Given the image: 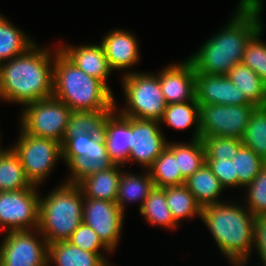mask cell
I'll return each instance as SVG.
<instances>
[{
    "instance_id": "obj_1",
    "label": "cell",
    "mask_w": 266,
    "mask_h": 266,
    "mask_svg": "<svg viewBox=\"0 0 266 266\" xmlns=\"http://www.w3.org/2000/svg\"><path fill=\"white\" fill-rule=\"evenodd\" d=\"M262 0H239L226 26L212 35L187 58L196 73L227 75L242 62L248 41L261 29Z\"/></svg>"
},
{
    "instance_id": "obj_2",
    "label": "cell",
    "mask_w": 266,
    "mask_h": 266,
    "mask_svg": "<svg viewBox=\"0 0 266 266\" xmlns=\"http://www.w3.org/2000/svg\"><path fill=\"white\" fill-rule=\"evenodd\" d=\"M55 51L36 43L23 54L0 63V98L27 105L52 96Z\"/></svg>"
},
{
    "instance_id": "obj_3",
    "label": "cell",
    "mask_w": 266,
    "mask_h": 266,
    "mask_svg": "<svg viewBox=\"0 0 266 266\" xmlns=\"http://www.w3.org/2000/svg\"><path fill=\"white\" fill-rule=\"evenodd\" d=\"M244 206L223 201L201 207L200 220L233 266H246L254 246L255 216Z\"/></svg>"
},
{
    "instance_id": "obj_4",
    "label": "cell",
    "mask_w": 266,
    "mask_h": 266,
    "mask_svg": "<svg viewBox=\"0 0 266 266\" xmlns=\"http://www.w3.org/2000/svg\"><path fill=\"white\" fill-rule=\"evenodd\" d=\"M52 96L72 111H103L116 103L112 90L83 72L60 50L54 60Z\"/></svg>"
},
{
    "instance_id": "obj_5",
    "label": "cell",
    "mask_w": 266,
    "mask_h": 266,
    "mask_svg": "<svg viewBox=\"0 0 266 266\" xmlns=\"http://www.w3.org/2000/svg\"><path fill=\"white\" fill-rule=\"evenodd\" d=\"M84 197L77 184L63 182L39 199V226L36 234L48 244L67 241L83 222Z\"/></svg>"
},
{
    "instance_id": "obj_6",
    "label": "cell",
    "mask_w": 266,
    "mask_h": 266,
    "mask_svg": "<svg viewBox=\"0 0 266 266\" xmlns=\"http://www.w3.org/2000/svg\"><path fill=\"white\" fill-rule=\"evenodd\" d=\"M123 73L121 84L127 105L118 112L125 117L160 121L167 103L158 75L130 70Z\"/></svg>"
},
{
    "instance_id": "obj_7",
    "label": "cell",
    "mask_w": 266,
    "mask_h": 266,
    "mask_svg": "<svg viewBox=\"0 0 266 266\" xmlns=\"http://www.w3.org/2000/svg\"><path fill=\"white\" fill-rule=\"evenodd\" d=\"M61 145L62 160L71 172L65 183L77 184L84 177L115 165L108 156L103 137L84 134L75 138H63Z\"/></svg>"
},
{
    "instance_id": "obj_8",
    "label": "cell",
    "mask_w": 266,
    "mask_h": 266,
    "mask_svg": "<svg viewBox=\"0 0 266 266\" xmlns=\"http://www.w3.org/2000/svg\"><path fill=\"white\" fill-rule=\"evenodd\" d=\"M19 130V138L11 148L19 156L27 179L32 185L40 186L62 158V145L56 140Z\"/></svg>"
},
{
    "instance_id": "obj_9",
    "label": "cell",
    "mask_w": 266,
    "mask_h": 266,
    "mask_svg": "<svg viewBox=\"0 0 266 266\" xmlns=\"http://www.w3.org/2000/svg\"><path fill=\"white\" fill-rule=\"evenodd\" d=\"M72 110L54 96L22 108L20 127L29 135L62 142Z\"/></svg>"
},
{
    "instance_id": "obj_10",
    "label": "cell",
    "mask_w": 266,
    "mask_h": 266,
    "mask_svg": "<svg viewBox=\"0 0 266 266\" xmlns=\"http://www.w3.org/2000/svg\"><path fill=\"white\" fill-rule=\"evenodd\" d=\"M200 105V136L242 139L255 105Z\"/></svg>"
},
{
    "instance_id": "obj_11",
    "label": "cell",
    "mask_w": 266,
    "mask_h": 266,
    "mask_svg": "<svg viewBox=\"0 0 266 266\" xmlns=\"http://www.w3.org/2000/svg\"><path fill=\"white\" fill-rule=\"evenodd\" d=\"M39 187L0 191V232L34 230L39 226Z\"/></svg>"
},
{
    "instance_id": "obj_12",
    "label": "cell",
    "mask_w": 266,
    "mask_h": 266,
    "mask_svg": "<svg viewBox=\"0 0 266 266\" xmlns=\"http://www.w3.org/2000/svg\"><path fill=\"white\" fill-rule=\"evenodd\" d=\"M34 230L8 231L2 240L1 266H48V243Z\"/></svg>"
},
{
    "instance_id": "obj_13",
    "label": "cell",
    "mask_w": 266,
    "mask_h": 266,
    "mask_svg": "<svg viewBox=\"0 0 266 266\" xmlns=\"http://www.w3.org/2000/svg\"><path fill=\"white\" fill-rule=\"evenodd\" d=\"M125 212L116 202L84 198L83 223L90 226L103 244L115 251L123 229Z\"/></svg>"
},
{
    "instance_id": "obj_14",
    "label": "cell",
    "mask_w": 266,
    "mask_h": 266,
    "mask_svg": "<svg viewBox=\"0 0 266 266\" xmlns=\"http://www.w3.org/2000/svg\"><path fill=\"white\" fill-rule=\"evenodd\" d=\"M167 145L159 121L131 118V144L127 163L137 162L148 170Z\"/></svg>"
},
{
    "instance_id": "obj_15",
    "label": "cell",
    "mask_w": 266,
    "mask_h": 266,
    "mask_svg": "<svg viewBox=\"0 0 266 266\" xmlns=\"http://www.w3.org/2000/svg\"><path fill=\"white\" fill-rule=\"evenodd\" d=\"M157 75L167 105L196 98L195 69L188 59L178 64L167 65L161 72H157Z\"/></svg>"
},
{
    "instance_id": "obj_16",
    "label": "cell",
    "mask_w": 266,
    "mask_h": 266,
    "mask_svg": "<svg viewBox=\"0 0 266 266\" xmlns=\"http://www.w3.org/2000/svg\"><path fill=\"white\" fill-rule=\"evenodd\" d=\"M195 93L199 104L253 105L226 75L195 72Z\"/></svg>"
},
{
    "instance_id": "obj_17",
    "label": "cell",
    "mask_w": 266,
    "mask_h": 266,
    "mask_svg": "<svg viewBox=\"0 0 266 266\" xmlns=\"http://www.w3.org/2000/svg\"><path fill=\"white\" fill-rule=\"evenodd\" d=\"M100 44L113 71L129 70L140 61L138 39L132 32L112 30L102 38Z\"/></svg>"
},
{
    "instance_id": "obj_18",
    "label": "cell",
    "mask_w": 266,
    "mask_h": 266,
    "mask_svg": "<svg viewBox=\"0 0 266 266\" xmlns=\"http://www.w3.org/2000/svg\"><path fill=\"white\" fill-rule=\"evenodd\" d=\"M59 50L83 72L101 80L111 90L107 80L113 70L110 68L101 44L62 45L59 46Z\"/></svg>"
},
{
    "instance_id": "obj_19",
    "label": "cell",
    "mask_w": 266,
    "mask_h": 266,
    "mask_svg": "<svg viewBox=\"0 0 266 266\" xmlns=\"http://www.w3.org/2000/svg\"><path fill=\"white\" fill-rule=\"evenodd\" d=\"M104 142L114 164L126 165L131 144V118L115 111L105 125Z\"/></svg>"
},
{
    "instance_id": "obj_20",
    "label": "cell",
    "mask_w": 266,
    "mask_h": 266,
    "mask_svg": "<svg viewBox=\"0 0 266 266\" xmlns=\"http://www.w3.org/2000/svg\"><path fill=\"white\" fill-rule=\"evenodd\" d=\"M123 165L115 164L105 171H98L84 177L77 183L84 198L115 202Z\"/></svg>"
},
{
    "instance_id": "obj_21",
    "label": "cell",
    "mask_w": 266,
    "mask_h": 266,
    "mask_svg": "<svg viewBox=\"0 0 266 266\" xmlns=\"http://www.w3.org/2000/svg\"><path fill=\"white\" fill-rule=\"evenodd\" d=\"M106 262L103 255L80 249L68 240L48 244V266H103Z\"/></svg>"
},
{
    "instance_id": "obj_22",
    "label": "cell",
    "mask_w": 266,
    "mask_h": 266,
    "mask_svg": "<svg viewBox=\"0 0 266 266\" xmlns=\"http://www.w3.org/2000/svg\"><path fill=\"white\" fill-rule=\"evenodd\" d=\"M115 103L103 111H72L63 138H75L88 134L91 137H104L105 125L116 111Z\"/></svg>"
},
{
    "instance_id": "obj_23",
    "label": "cell",
    "mask_w": 266,
    "mask_h": 266,
    "mask_svg": "<svg viewBox=\"0 0 266 266\" xmlns=\"http://www.w3.org/2000/svg\"><path fill=\"white\" fill-rule=\"evenodd\" d=\"M185 185L201 207L222 203L218 197L223 190H226L207 163H204L199 170L190 176Z\"/></svg>"
},
{
    "instance_id": "obj_24",
    "label": "cell",
    "mask_w": 266,
    "mask_h": 266,
    "mask_svg": "<svg viewBox=\"0 0 266 266\" xmlns=\"http://www.w3.org/2000/svg\"><path fill=\"white\" fill-rule=\"evenodd\" d=\"M154 181L151 178L149 170L143 175H135L131 172H122L118 186V195L116 204L124 212L126 203L138 201L140 204L139 210L142 208L146 198L154 189Z\"/></svg>"
},
{
    "instance_id": "obj_25",
    "label": "cell",
    "mask_w": 266,
    "mask_h": 266,
    "mask_svg": "<svg viewBox=\"0 0 266 266\" xmlns=\"http://www.w3.org/2000/svg\"><path fill=\"white\" fill-rule=\"evenodd\" d=\"M163 122L177 130H185L195 124L191 140L201 138L200 105L196 98L188 102L167 105L159 123L163 124Z\"/></svg>"
},
{
    "instance_id": "obj_26",
    "label": "cell",
    "mask_w": 266,
    "mask_h": 266,
    "mask_svg": "<svg viewBox=\"0 0 266 266\" xmlns=\"http://www.w3.org/2000/svg\"><path fill=\"white\" fill-rule=\"evenodd\" d=\"M256 107L266 106V84L247 65L236 64L226 75Z\"/></svg>"
},
{
    "instance_id": "obj_27",
    "label": "cell",
    "mask_w": 266,
    "mask_h": 266,
    "mask_svg": "<svg viewBox=\"0 0 266 266\" xmlns=\"http://www.w3.org/2000/svg\"><path fill=\"white\" fill-rule=\"evenodd\" d=\"M32 186L19 156L9 147L0 150V191L25 190Z\"/></svg>"
},
{
    "instance_id": "obj_28",
    "label": "cell",
    "mask_w": 266,
    "mask_h": 266,
    "mask_svg": "<svg viewBox=\"0 0 266 266\" xmlns=\"http://www.w3.org/2000/svg\"><path fill=\"white\" fill-rule=\"evenodd\" d=\"M167 148L177 158L178 168L185 180L206 163L205 148L201 138L189 140L188 143L168 142Z\"/></svg>"
},
{
    "instance_id": "obj_29",
    "label": "cell",
    "mask_w": 266,
    "mask_h": 266,
    "mask_svg": "<svg viewBox=\"0 0 266 266\" xmlns=\"http://www.w3.org/2000/svg\"><path fill=\"white\" fill-rule=\"evenodd\" d=\"M34 44V40L0 14V63L23 54Z\"/></svg>"
},
{
    "instance_id": "obj_30",
    "label": "cell",
    "mask_w": 266,
    "mask_h": 266,
    "mask_svg": "<svg viewBox=\"0 0 266 266\" xmlns=\"http://www.w3.org/2000/svg\"><path fill=\"white\" fill-rule=\"evenodd\" d=\"M166 195L167 206L173 219L179 225L180 220L200 218L201 206L185 184L163 188ZM194 216V217H193Z\"/></svg>"
},
{
    "instance_id": "obj_31",
    "label": "cell",
    "mask_w": 266,
    "mask_h": 266,
    "mask_svg": "<svg viewBox=\"0 0 266 266\" xmlns=\"http://www.w3.org/2000/svg\"><path fill=\"white\" fill-rule=\"evenodd\" d=\"M150 225L163 226L168 229L178 228V224L172 217L167 206L165 191L163 188L154 187L139 210Z\"/></svg>"
},
{
    "instance_id": "obj_32",
    "label": "cell",
    "mask_w": 266,
    "mask_h": 266,
    "mask_svg": "<svg viewBox=\"0 0 266 266\" xmlns=\"http://www.w3.org/2000/svg\"><path fill=\"white\" fill-rule=\"evenodd\" d=\"M148 170L158 188L183 185L186 182L178 168L177 158L167 147Z\"/></svg>"
},
{
    "instance_id": "obj_33",
    "label": "cell",
    "mask_w": 266,
    "mask_h": 266,
    "mask_svg": "<svg viewBox=\"0 0 266 266\" xmlns=\"http://www.w3.org/2000/svg\"><path fill=\"white\" fill-rule=\"evenodd\" d=\"M241 141L266 162V106L252 112Z\"/></svg>"
},
{
    "instance_id": "obj_34",
    "label": "cell",
    "mask_w": 266,
    "mask_h": 266,
    "mask_svg": "<svg viewBox=\"0 0 266 266\" xmlns=\"http://www.w3.org/2000/svg\"><path fill=\"white\" fill-rule=\"evenodd\" d=\"M235 175H238V187L245 188L260 173L266 162L247 146L242 145L232 159Z\"/></svg>"
},
{
    "instance_id": "obj_35",
    "label": "cell",
    "mask_w": 266,
    "mask_h": 266,
    "mask_svg": "<svg viewBox=\"0 0 266 266\" xmlns=\"http://www.w3.org/2000/svg\"><path fill=\"white\" fill-rule=\"evenodd\" d=\"M263 31L261 28L246 44L242 63L252 69L266 84V43L260 39Z\"/></svg>"
},
{
    "instance_id": "obj_36",
    "label": "cell",
    "mask_w": 266,
    "mask_h": 266,
    "mask_svg": "<svg viewBox=\"0 0 266 266\" xmlns=\"http://www.w3.org/2000/svg\"><path fill=\"white\" fill-rule=\"evenodd\" d=\"M243 200L245 207L254 215L266 214V164L261 168L257 177L248 185Z\"/></svg>"
},
{
    "instance_id": "obj_37",
    "label": "cell",
    "mask_w": 266,
    "mask_h": 266,
    "mask_svg": "<svg viewBox=\"0 0 266 266\" xmlns=\"http://www.w3.org/2000/svg\"><path fill=\"white\" fill-rule=\"evenodd\" d=\"M206 158L233 159L243 145L240 139L221 136L201 137Z\"/></svg>"
},
{
    "instance_id": "obj_38",
    "label": "cell",
    "mask_w": 266,
    "mask_h": 266,
    "mask_svg": "<svg viewBox=\"0 0 266 266\" xmlns=\"http://www.w3.org/2000/svg\"><path fill=\"white\" fill-rule=\"evenodd\" d=\"M68 241L80 249L97 255H103L100 253L103 250L106 254L108 253V255L111 253V251L100 240L98 234L90 226L84 224L83 222L72 233Z\"/></svg>"
},
{
    "instance_id": "obj_39",
    "label": "cell",
    "mask_w": 266,
    "mask_h": 266,
    "mask_svg": "<svg viewBox=\"0 0 266 266\" xmlns=\"http://www.w3.org/2000/svg\"><path fill=\"white\" fill-rule=\"evenodd\" d=\"M206 163L225 189L238 188V175L232 159L206 158Z\"/></svg>"
},
{
    "instance_id": "obj_40",
    "label": "cell",
    "mask_w": 266,
    "mask_h": 266,
    "mask_svg": "<svg viewBox=\"0 0 266 266\" xmlns=\"http://www.w3.org/2000/svg\"><path fill=\"white\" fill-rule=\"evenodd\" d=\"M254 246L259 257L266 254V214L255 216L254 222Z\"/></svg>"
},
{
    "instance_id": "obj_41",
    "label": "cell",
    "mask_w": 266,
    "mask_h": 266,
    "mask_svg": "<svg viewBox=\"0 0 266 266\" xmlns=\"http://www.w3.org/2000/svg\"><path fill=\"white\" fill-rule=\"evenodd\" d=\"M2 249H3V245H2V242H1V245H0V266H1V263H2Z\"/></svg>"
},
{
    "instance_id": "obj_42",
    "label": "cell",
    "mask_w": 266,
    "mask_h": 266,
    "mask_svg": "<svg viewBox=\"0 0 266 266\" xmlns=\"http://www.w3.org/2000/svg\"><path fill=\"white\" fill-rule=\"evenodd\" d=\"M103 266H112V264H110L109 262H106L105 265Z\"/></svg>"
}]
</instances>
